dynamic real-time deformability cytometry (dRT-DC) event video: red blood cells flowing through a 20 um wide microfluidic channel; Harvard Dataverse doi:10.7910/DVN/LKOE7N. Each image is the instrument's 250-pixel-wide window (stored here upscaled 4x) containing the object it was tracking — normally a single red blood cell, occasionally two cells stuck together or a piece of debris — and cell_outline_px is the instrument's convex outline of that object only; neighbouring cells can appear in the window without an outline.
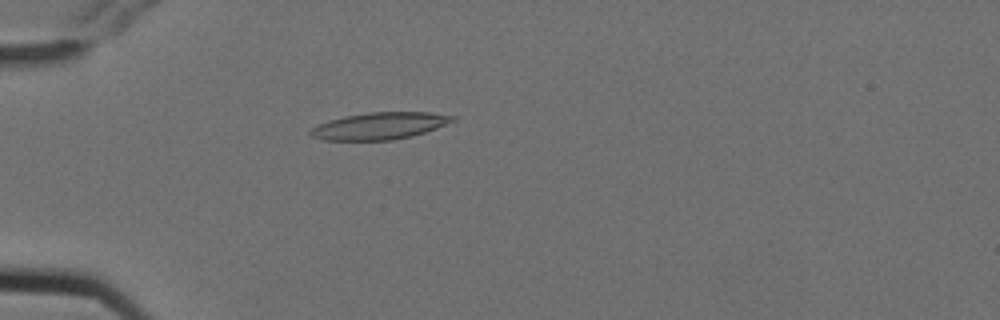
{"species": "Egyptian fruit bat (a non-hibernating species)", "species_latin": "Rousettus aegyptiacus", "temperature_condition": "cold", "stored_images_in_passage": 5, "camera_frame_rate_fps": 3000, "um_per_image_px": 0.085, "animal": {"sex": "female"}, "frame": {"image": 1, "passage_image": 4, "time_ms": 1.0, "image_size_px": [1000, 320], "cell_outline_px": [[456, 120], [436, 128], [412, 136], [392, 140], [324, 140], [312, 136], [308, 132], [312, 128], [328, 120], [344, 116], [368, 112], [428, 112], [456, 116]], "centroid_in_image_um": [32.27, 10.69], "position_along_channel_um": 52.7, "area_um2": 22.25}}